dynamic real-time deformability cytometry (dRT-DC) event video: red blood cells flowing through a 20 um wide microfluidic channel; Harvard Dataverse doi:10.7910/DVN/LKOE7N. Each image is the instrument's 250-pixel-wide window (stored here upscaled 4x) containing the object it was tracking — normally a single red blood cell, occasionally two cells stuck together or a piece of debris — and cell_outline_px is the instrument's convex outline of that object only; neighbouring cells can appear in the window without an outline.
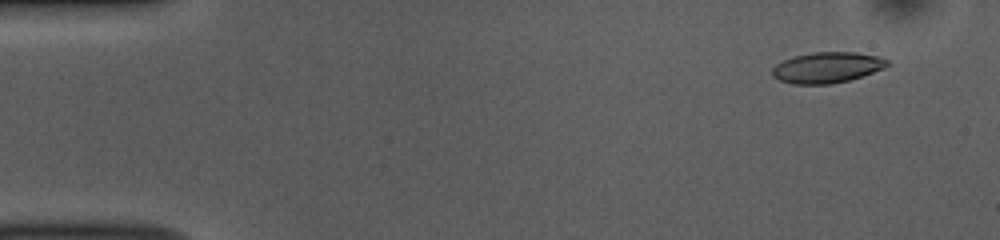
{"species": "common noctule bat (a hibernating species)", "species_latin": "Nyctalus noctula", "temperature_condition": "room temperature", "stored_images_in_passage": 53, "camera_frame_rate_fps": 3000, "um_per_image_px": 0.085, "animal": {"sex": "female", "body_mass_g": 10.0, "forearm_length_mm": 53.1}, "frame": {"image": 1, "passage_image": 4, "time_ms": 1.0, "image_size_px": [1000, 240], "cell_outline_px": [[888, 64], [884, 68], [848, 80], [828, 84], [792, 84], [780, 80], [772, 76], [772, 68], [776, 64], [792, 56], [812, 52], [856, 52], [880, 56], [888, 60]], "centroid_in_image_um": [70.28, 5.72], "position_along_channel_um": 14.7, "area_um2": 20.58}}
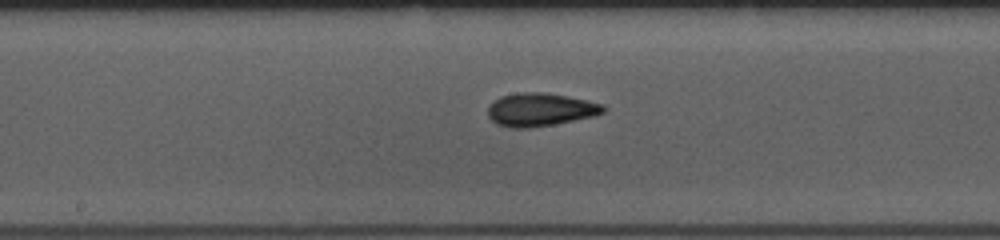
{"frame": {"image": 2, "passage_image": 27, "time_ms": 8.667, "image_size_px": [1000, 240], "cell_outline_px": [[608, 108], [604, 112], [592, 116], [552, 124], [528, 128], [512, 128], [496, 124], [488, 116], [488, 108], [500, 96], [520, 92], [544, 92], [588, 100], [604, 104]], "centroid_in_image_um": [45.93, 9.31], "position_along_channel_um": 202.3, "area_um2": 22.14}}
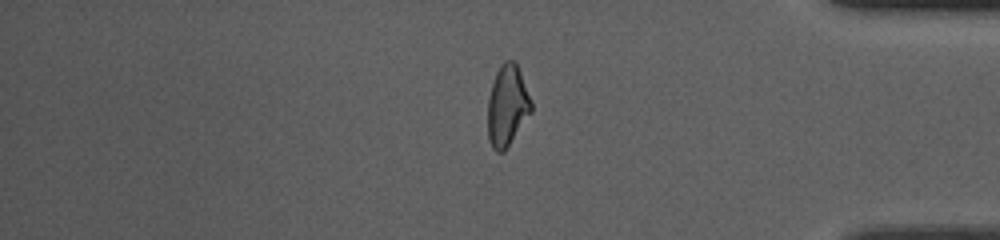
{"frame": {"image": 3, "passage_image": 44, "time_ms": 14.333, "image_size_px": [1000, 240], "cell_outline_px": [[532, 112], [504, 152], [496, 152], [492, 148], [488, 140], [488, 96], [496, 72], [500, 64], [504, 60], [512, 60], [516, 64], [520, 72], [532, 100]], "centroid_in_image_um": [43.12, 9.0], "position_along_channel_um": 392.1, "area_um2": 20.69}, "authors_computed_cell_mechanics": {"area_um2": 20.9814, "velocity_mm_per_s": 3.7868, "shape_relaxation_time_tau1_ms": 3.5298, "shape_relaxation_time_tau2_ms": 2.5336, "deformation_change_tau1": 0.1246, "deformation_change_tau2": 0.0987}}